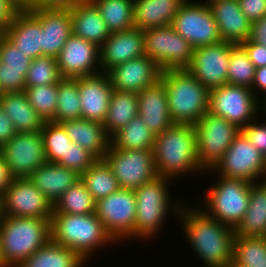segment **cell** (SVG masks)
Segmentation results:
<instances>
[{
    "label": "cell",
    "instance_id": "44dd1931",
    "mask_svg": "<svg viewBox=\"0 0 266 267\" xmlns=\"http://www.w3.org/2000/svg\"><path fill=\"white\" fill-rule=\"evenodd\" d=\"M78 90L82 118L104 123L113 90L108 73L79 77Z\"/></svg>",
    "mask_w": 266,
    "mask_h": 267
},
{
    "label": "cell",
    "instance_id": "7a4b0ae2",
    "mask_svg": "<svg viewBox=\"0 0 266 267\" xmlns=\"http://www.w3.org/2000/svg\"><path fill=\"white\" fill-rule=\"evenodd\" d=\"M194 125L173 123L155 136L153 157L158 176L179 179L206 171L197 157ZM196 172V173H195Z\"/></svg>",
    "mask_w": 266,
    "mask_h": 267
},
{
    "label": "cell",
    "instance_id": "30bf717a",
    "mask_svg": "<svg viewBox=\"0 0 266 267\" xmlns=\"http://www.w3.org/2000/svg\"><path fill=\"white\" fill-rule=\"evenodd\" d=\"M145 55L161 71L187 69L192 61L194 48L170 26L143 30Z\"/></svg>",
    "mask_w": 266,
    "mask_h": 267
},
{
    "label": "cell",
    "instance_id": "8fae6325",
    "mask_svg": "<svg viewBox=\"0 0 266 267\" xmlns=\"http://www.w3.org/2000/svg\"><path fill=\"white\" fill-rule=\"evenodd\" d=\"M136 195L133 189L119 188L96 202L95 214L107 233L117 243L134 240L136 220Z\"/></svg>",
    "mask_w": 266,
    "mask_h": 267
},
{
    "label": "cell",
    "instance_id": "db71d44e",
    "mask_svg": "<svg viewBox=\"0 0 266 267\" xmlns=\"http://www.w3.org/2000/svg\"><path fill=\"white\" fill-rule=\"evenodd\" d=\"M13 180L14 177L11 175L4 155L0 151V198L3 196L4 192L10 186Z\"/></svg>",
    "mask_w": 266,
    "mask_h": 267
},
{
    "label": "cell",
    "instance_id": "bcb514c9",
    "mask_svg": "<svg viewBox=\"0 0 266 267\" xmlns=\"http://www.w3.org/2000/svg\"><path fill=\"white\" fill-rule=\"evenodd\" d=\"M263 121L257 118L241 131L262 154L266 155V121Z\"/></svg>",
    "mask_w": 266,
    "mask_h": 267
},
{
    "label": "cell",
    "instance_id": "d4e9b609",
    "mask_svg": "<svg viewBox=\"0 0 266 267\" xmlns=\"http://www.w3.org/2000/svg\"><path fill=\"white\" fill-rule=\"evenodd\" d=\"M137 97L138 115L151 133L157 136L173 124L168 110L167 93L160 79L137 93Z\"/></svg>",
    "mask_w": 266,
    "mask_h": 267
},
{
    "label": "cell",
    "instance_id": "8d00e7d4",
    "mask_svg": "<svg viewBox=\"0 0 266 267\" xmlns=\"http://www.w3.org/2000/svg\"><path fill=\"white\" fill-rule=\"evenodd\" d=\"M81 181L96 202L120 188L111 168L104 159H98L82 173Z\"/></svg>",
    "mask_w": 266,
    "mask_h": 267
},
{
    "label": "cell",
    "instance_id": "11a10c76",
    "mask_svg": "<svg viewBox=\"0 0 266 267\" xmlns=\"http://www.w3.org/2000/svg\"><path fill=\"white\" fill-rule=\"evenodd\" d=\"M251 89L257 98L259 96L257 95V92L258 94L263 95L262 100L266 98V66L261 67V68H256L255 78H254V82H253ZM259 91L262 93H260Z\"/></svg>",
    "mask_w": 266,
    "mask_h": 267
},
{
    "label": "cell",
    "instance_id": "52a82bcc",
    "mask_svg": "<svg viewBox=\"0 0 266 267\" xmlns=\"http://www.w3.org/2000/svg\"><path fill=\"white\" fill-rule=\"evenodd\" d=\"M215 176L217 183L205 190L203 204L198 206L210 217L235 229L248 209L252 183Z\"/></svg>",
    "mask_w": 266,
    "mask_h": 267
},
{
    "label": "cell",
    "instance_id": "74e56055",
    "mask_svg": "<svg viewBox=\"0 0 266 267\" xmlns=\"http://www.w3.org/2000/svg\"><path fill=\"white\" fill-rule=\"evenodd\" d=\"M95 207L96 201L80 179L55 202L53 213L92 214Z\"/></svg>",
    "mask_w": 266,
    "mask_h": 267
},
{
    "label": "cell",
    "instance_id": "b9f144b4",
    "mask_svg": "<svg viewBox=\"0 0 266 267\" xmlns=\"http://www.w3.org/2000/svg\"><path fill=\"white\" fill-rule=\"evenodd\" d=\"M24 92L30 105L43 121L54 122L58 101V84L26 87Z\"/></svg>",
    "mask_w": 266,
    "mask_h": 267
},
{
    "label": "cell",
    "instance_id": "ba28073f",
    "mask_svg": "<svg viewBox=\"0 0 266 267\" xmlns=\"http://www.w3.org/2000/svg\"><path fill=\"white\" fill-rule=\"evenodd\" d=\"M207 172L249 183L264 181L266 179L265 155L240 131L223 157L204 174Z\"/></svg>",
    "mask_w": 266,
    "mask_h": 267
},
{
    "label": "cell",
    "instance_id": "ab89813d",
    "mask_svg": "<svg viewBox=\"0 0 266 267\" xmlns=\"http://www.w3.org/2000/svg\"><path fill=\"white\" fill-rule=\"evenodd\" d=\"M233 261L246 267H266V237L235 236Z\"/></svg>",
    "mask_w": 266,
    "mask_h": 267
},
{
    "label": "cell",
    "instance_id": "8992f818",
    "mask_svg": "<svg viewBox=\"0 0 266 267\" xmlns=\"http://www.w3.org/2000/svg\"><path fill=\"white\" fill-rule=\"evenodd\" d=\"M51 239V221L46 218L0 215L2 256L8 267H18Z\"/></svg>",
    "mask_w": 266,
    "mask_h": 267
},
{
    "label": "cell",
    "instance_id": "91938a15",
    "mask_svg": "<svg viewBox=\"0 0 266 267\" xmlns=\"http://www.w3.org/2000/svg\"><path fill=\"white\" fill-rule=\"evenodd\" d=\"M200 1H203V2H205V3H208V2H211V1H213V0H200Z\"/></svg>",
    "mask_w": 266,
    "mask_h": 267
},
{
    "label": "cell",
    "instance_id": "d590c367",
    "mask_svg": "<svg viewBox=\"0 0 266 267\" xmlns=\"http://www.w3.org/2000/svg\"><path fill=\"white\" fill-rule=\"evenodd\" d=\"M111 33L134 28V0H90Z\"/></svg>",
    "mask_w": 266,
    "mask_h": 267
},
{
    "label": "cell",
    "instance_id": "f907efd6",
    "mask_svg": "<svg viewBox=\"0 0 266 267\" xmlns=\"http://www.w3.org/2000/svg\"><path fill=\"white\" fill-rule=\"evenodd\" d=\"M20 9V0H0V32L3 33Z\"/></svg>",
    "mask_w": 266,
    "mask_h": 267
},
{
    "label": "cell",
    "instance_id": "9c48e42d",
    "mask_svg": "<svg viewBox=\"0 0 266 267\" xmlns=\"http://www.w3.org/2000/svg\"><path fill=\"white\" fill-rule=\"evenodd\" d=\"M261 101L262 98H257L252 89L227 83L209 90L208 112L223 117L242 130L259 116Z\"/></svg>",
    "mask_w": 266,
    "mask_h": 267
},
{
    "label": "cell",
    "instance_id": "cb8c5ba5",
    "mask_svg": "<svg viewBox=\"0 0 266 267\" xmlns=\"http://www.w3.org/2000/svg\"><path fill=\"white\" fill-rule=\"evenodd\" d=\"M207 4L222 41L240 44L249 39L252 22L241 11L238 0H213Z\"/></svg>",
    "mask_w": 266,
    "mask_h": 267
},
{
    "label": "cell",
    "instance_id": "c3c4849f",
    "mask_svg": "<svg viewBox=\"0 0 266 267\" xmlns=\"http://www.w3.org/2000/svg\"><path fill=\"white\" fill-rule=\"evenodd\" d=\"M238 3L241 11L251 22L266 16V0H238Z\"/></svg>",
    "mask_w": 266,
    "mask_h": 267
},
{
    "label": "cell",
    "instance_id": "681fc988",
    "mask_svg": "<svg viewBox=\"0 0 266 267\" xmlns=\"http://www.w3.org/2000/svg\"><path fill=\"white\" fill-rule=\"evenodd\" d=\"M240 45L246 51L250 61L254 64L255 68L266 66V47L249 39L241 42Z\"/></svg>",
    "mask_w": 266,
    "mask_h": 267
},
{
    "label": "cell",
    "instance_id": "7402d4cb",
    "mask_svg": "<svg viewBox=\"0 0 266 267\" xmlns=\"http://www.w3.org/2000/svg\"><path fill=\"white\" fill-rule=\"evenodd\" d=\"M42 28V56L57 58L72 35L70 9H41L32 11Z\"/></svg>",
    "mask_w": 266,
    "mask_h": 267
},
{
    "label": "cell",
    "instance_id": "4dcf8cb0",
    "mask_svg": "<svg viewBox=\"0 0 266 267\" xmlns=\"http://www.w3.org/2000/svg\"><path fill=\"white\" fill-rule=\"evenodd\" d=\"M0 107L11 119L17 132H38L44 126L45 122L30 105L24 91L4 92L0 96Z\"/></svg>",
    "mask_w": 266,
    "mask_h": 267
},
{
    "label": "cell",
    "instance_id": "277c9868",
    "mask_svg": "<svg viewBox=\"0 0 266 267\" xmlns=\"http://www.w3.org/2000/svg\"><path fill=\"white\" fill-rule=\"evenodd\" d=\"M171 182L172 179L170 178L157 176L134 190L137 207L134 239L138 241L143 239L144 242L150 241L163 229L169 212H172L173 216H179L184 202L178 199L172 201V195L169 194L168 190Z\"/></svg>",
    "mask_w": 266,
    "mask_h": 267
},
{
    "label": "cell",
    "instance_id": "9f6ffc18",
    "mask_svg": "<svg viewBox=\"0 0 266 267\" xmlns=\"http://www.w3.org/2000/svg\"><path fill=\"white\" fill-rule=\"evenodd\" d=\"M0 267H8L2 256L1 243H0Z\"/></svg>",
    "mask_w": 266,
    "mask_h": 267
},
{
    "label": "cell",
    "instance_id": "60d3db41",
    "mask_svg": "<svg viewBox=\"0 0 266 267\" xmlns=\"http://www.w3.org/2000/svg\"><path fill=\"white\" fill-rule=\"evenodd\" d=\"M47 162L58 163L73 144L60 123L45 122L41 130Z\"/></svg>",
    "mask_w": 266,
    "mask_h": 267
},
{
    "label": "cell",
    "instance_id": "4316f807",
    "mask_svg": "<svg viewBox=\"0 0 266 267\" xmlns=\"http://www.w3.org/2000/svg\"><path fill=\"white\" fill-rule=\"evenodd\" d=\"M27 178L54 205L69 187L81 179V175L57 163L45 162Z\"/></svg>",
    "mask_w": 266,
    "mask_h": 267
},
{
    "label": "cell",
    "instance_id": "7c38bea8",
    "mask_svg": "<svg viewBox=\"0 0 266 267\" xmlns=\"http://www.w3.org/2000/svg\"><path fill=\"white\" fill-rule=\"evenodd\" d=\"M194 127L198 161L205 170L212 169L217 164L241 131L223 117L209 112Z\"/></svg>",
    "mask_w": 266,
    "mask_h": 267
},
{
    "label": "cell",
    "instance_id": "f35d334b",
    "mask_svg": "<svg viewBox=\"0 0 266 267\" xmlns=\"http://www.w3.org/2000/svg\"><path fill=\"white\" fill-rule=\"evenodd\" d=\"M54 122L82 118L78 78H63L58 83V99Z\"/></svg>",
    "mask_w": 266,
    "mask_h": 267
},
{
    "label": "cell",
    "instance_id": "e575fe53",
    "mask_svg": "<svg viewBox=\"0 0 266 267\" xmlns=\"http://www.w3.org/2000/svg\"><path fill=\"white\" fill-rule=\"evenodd\" d=\"M111 146L121 150L153 149L155 135L147 128L146 123L137 115L125 127L111 136Z\"/></svg>",
    "mask_w": 266,
    "mask_h": 267
},
{
    "label": "cell",
    "instance_id": "2e32d148",
    "mask_svg": "<svg viewBox=\"0 0 266 267\" xmlns=\"http://www.w3.org/2000/svg\"><path fill=\"white\" fill-rule=\"evenodd\" d=\"M0 151L14 178H27L35 169L47 162L41 131L17 132Z\"/></svg>",
    "mask_w": 266,
    "mask_h": 267
},
{
    "label": "cell",
    "instance_id": "ac0fdd59",
    "mask_svg": "<svg viewBox=\"0 0 266 267\" xmlns=\"http://www.w3.org/2000/svg\"><path fill=\"white\" fill-rule=\"evenodd\" d=\"M56 59L62 78L75 79L101 72L99 47L73 34Z\"/></svg>",
    "mask_w": 266,
    "mask_h": 267
},
{
    "label": "cell",
    "instance_id": "6da1fadb",
    "mask_svg": "<svg viewBox=\"0 0 266 267\" xmlns=\"http://www.w3.org/2000/svg\"><path fill=\"white\" fill-rule=\"evenodd\" d=\"M183 234L205 267H227L233 260L235 229L207 215L196 204L182 205L177 217Z\"/></svg>",
    "mask_w": 266,
    "mask_h": 267
},
{
    "label": "cell",
    "instance_id": "83f0119b",
    "mask_svg": "<svg viewBox=\"0 0 266 267\" xmlns=\"http://www.w3.org/2000/svg\"><path fill=\"white\" fill-rule=\"evenodd\" d=\"M73 143L87 149L98 159H103L111 145L103 123L87 119H71L60 122Z\"/></svg>",
    "mask_w": 266,
    "mask_h": 267
},
{
    "label": "cell",
    "instance_id": "1f68e13d",
    "mask_svg": "<svg viewBox=\"0 0 266 267\" xmlns=\"http://www.w3.org/2000/svg\"><path fill=\"white\" fill-rule=\"evenodd\" d=\"M240 237H266V180L251 184L249 206L235 228Z\"/></svg>",
    "mask_w": 266,
    "mask_h": 267
},
{
    "label": "cell",
    "instance_id": "9a60e30c",
    "mask_svg": "<svg viewBox=\"0 0 266 267\" xmlns=\"http://www.w3.org/2000/svg\"><path fill=\"white\" fill-rule=\"evenodd\" d=\"M0 215L51 221L53 204L28 178H14L0 198Z\"/></svg>",
    "mask_w": 266,
    "mask_h": 267
},
{
    "label": "cell",
    "instance_id": "836d02e7",
    "mask_svg": "<svg viewBox=\"0 0 266 267\" xmlns=\"http://www.w3.org/2000/svg\"><path fill=\"white\" fill-rule=\"evenodd\" d=\"M138 115V97L136 92L112 90L107 116L103 123L111 137L125 127Z\"/></svg>",
    "mask_w": 266,
    "mask_h": 267
},
{
    "label": "cell",
    "instance_id": "f5cc1de1",
    "mask_svg": "<svg viewBox=\"0 0 266 267\" xmlns=\"http://www.w3.org/2000/svg\"><path fill=\"white\" fill-rule=\"evenodd\" d=\"M249 40L266 47V16L252 22Z\"/></svg>",
    "mask_w": 266,
    "mask_h": 267
},
{
    "label": "cell",
    "instance_id": "680465c9",
    "mask_svg": "<svg viewBox=\"0 0 266 267\" xmlns=\"http://www.w3.org/2000/svg\"><path fill=\"white\" fill-rule=\"evenodd\" d=\"M227 267H246L235 263L233 260L227 265Z\"/></svg>",
    "mask_w": 266,
    "mask_h": 267
},
{
    "label": "cell",
    "instance_id": "3957f363",
    "mask_svg": "<svg viewBox=\"0 0 266 267\" xmlns=\"http://www.w3.org/2000/svg\"><path fill=\"white\" fill-rule=\"evenodd\" d=\"M51 239L75 251L86 262L96 255L95 251L116 243L95 213H53Z\"/></svg>",
    "mask_w": 266,
    "mask_h": 267
},
{
    "label": "cell",
    "instance_id": "d6a6232c",
    "mask_svg": "<svg viewBox=\"0 0 266 267\" xmlns=\"http://www.w3.org/2000/svg\"><path fill=\"white\" fill-rule=\"evenodd\" d=\"M86 263L75 251L50 239L18 267H85Z\"/></svg>",
    "mask_w": 266,
    "mask_h": 267
},
{
    "label": "cell",
    "instance_id": "7dc6e473",
    "mask_svg": "<svg viewBox=\"0 0 266 267\" xmlns=\"http://www.w3.org/2000/svg\"><path fill=\"white\" fill-rule=\"evenodd\" d=\"M80 0H20V9L35 11L41 9H70Z\"/></svg>",
    "mask_w": 266,
    "mask_h": 267
},
{
    "label": "cell",
    "instance_id": "603a6c76",
    "mask_svg": "<svg viewBox=\"0 0 266 267\" xmlns=\"http://www.w3.org/2000/svg\"><path fill=\"white\" fill-rule=\"evenodd\" d=\"M2 34L30 59L42 56L41 23L32 12L19 9Z\"/></svg>",
    "mask_w": 266,
    "mask_h": 267
},
{
    "label": "cell",
    "instance_id": "484cf974",
    "mask_svg": "<svg viewBox=\"0 0 266 267\" xmlns=\"http://www.w3.org/2000/svg\"><path fill=\"white\" fill-rule=\"evenodd\" d=\"M32 59L18 50L3 34L0 36V85L3 92H23Z\"/></svg>",
    "mask_w": 266,
    "mask_h": 267
},
{
    "label": "cell",
    "instance_id": "6f0895ef",
    "mask_svg": "<svg viewBox=\"0 0 266 267\" xmlns=\"http://www.w3.org/2000/svg\"><path fill=\"white\" fill-rule=\"evenodd\" d=\"M261 102H263V103H261V104H263V105H261V108H262L261 112L264 111V113H262V114H266V98L264 100H262Z\"/></svg>",
    "mask_w": 266,
    "mask_h": 267
},
{
    "label": "cell",
    "instance_id": "e0dca14e",
    "mask_svg": "<svg viewBox=\"0 0 266 267\" xmlns=\"http://www.w3.org/2000/svg\"><path fill=\"white\" fill-rule=\"evenodd\" d=\"M234 43L221 41L194 49L193 58L187 68L208 90L228 83V67Z\"/></svg>",
    "mask_w": 266,
    "mask_h": 267
},
{
    "label": "cell",
    "instance_id": "816d5d0a",
    "mask_svg": "<svg viewBox=\"0 0 266 267\" xmlns=\"http://www.w3.org/2000/svg\"><path fill=\"white\" fill-rule=\"evenodd\" d=\"M16 133L17 131L13 126L11 119L0 107V148L9 140H11Z\"/></svg>",
    "mask_w": 266,
    "mask_h": 267
},
{
    "label": "cell",
    "instance_id": "5bb4252c",
    "mask_svg": "<svg viewBox=\"0 0 266 267\" xmlns=\"http://www.w3.org/2000/svg\"><path fill=\"white\" fill-rule=\"evenodd\" d=\"M103 159L111 168L120 188H139L158 176L153 149L121 150L111 145Z\"/></svg>",
    "mask_w": 266,
    "mask_h": 267
},
{
    "label": "cell",
    "instance_id": "f6af8a7d",
    "mask_svg": "<svg viewBox=\"0 0 266 267\" xmlns=\"http://www.w3.org/2000/svg\"><path fill=\"white\" fill-rule=\"evenodd\" d=\"M98 158L76 143L69 146L66 156L57 163L63 167L77 171L80 175L92 166Z\"/></svg>",
    "mask_w": 266,
    "mask_h": 267
},
{
    "label": "cell",
    "instance_id": "f1b7e54d",
    "mask_svg": "<svg viewBox=\"0 0 266 267\" xmlns=\"http://www.w3.org/2000/svg\"><path fill=\"white\" fill-rule=\"evenodd\" d=\"M72 34L100 47L110 36L102 16L90 0H80L71 8Z\"/></svg>",
    "mask_w": 266,
    "mask_h": 267
},
{
    "label": "cell",
    "instance_id": "5b68a950",
    "mask_svg": "<svg viewBox=\"0 0 266 267\" xmlns=\"http://www.w3.org/2000/svg\"><path fill=\"white\" fill-rule=\"evenodd\" d=\"M160 80L173 123L195 125L208 112L209 90L187 69L164 70Z\"/></svg>",
    "mask_w": 266,
    "mask_h": 267
},
{
    "label": "cell",
    "instance_id": "d6986e66",
    "mask_svg": "<svg viewBox=\"0 0 266 267\" xmlns=\"http://www.w3.org/2000/svg\"><path fill=\"white\" fill-rule=\"evenodd\" d=\"M158 65L146 55L118 64L107 73L113 89L139 93L155 84L161 75Z\"/></svg>",
    "mask_w": 266,
    "mask_h": 267
},
{
    "label": "cell",
    "instance_id": "f546056e",
    "mask_svg": "<svg viewBox=\"0 0 266 267\" xmlns=\"http://www.w3.org/2000/svg\"><path fill=\"white\" fill-rule=\"evenodd\" d=\"M186 0H134V26L136 29L170 26Z\"/></svg>",
    "mask_w": 266,
    "mask_h": 267
},
{
    "label": "cell",
    "instance_id": "ffe728a7",
    "mask_svg": "<svg viewBox=\"0 0 266 267\" xmlns=\"http://www.w3.org/2000/svg\"><path fill=\"white\" fill-rule=\"evenodd\" d=\"M101 72L145 55L143 30L128 29L111 33L99 47Z\"/></svg>",
    "mask_w": 266,
    "mask_h": 267
},
{
    "label": "cell",
    "instance_id": "7bdbcfd3",
    "mask_svg": "<svg viewBox=\"0 0 266 267\" xmlns=\"http://www.w3.org/2000/svg\"><path fill=\"white\" fill-rule=\"evenodd\" d=\"M255 66L240 44L231 49L228 67V84L244 86L251 89L255 78Z\"/></svg>",
    "mask_w": 266,
    "mask_h": 267
},
{
    "label": "cell",
    "instance_id": "94428289",
    "mask_svg": "<svg viewBox=\"0 0 266 267\" xmlns=\"http://www.w3.org/2000/svg\"><path fill=\"white\" fill-rule=\"evenodd\" d=\"M3 93H4V92H3L2 87H1V85H0V96H1Z\"/></svg>",
    "mask_w": 266,
    "mask_h": 267
},
{
    "label": "cell",
    "instance_id": "4fadbf2b",
    "mask_svg": "<svg viewBox=\"0 0 266 267\" xmlns=\"http://www.w3.org/2000/svg\"><path fill=\"white\" fill-rule=\"evenodd\" d=\"M171 26L194 49L222 41L212 11L202 1L186 0L174 16Z\"/></svg>",
    "mask_w": 266,
    "mask_h": 267
},
{
    "label": "cell",
    "instance_id": "ee69618b",
    "mask_svg": "<svg viewBox=\"0 0 266 267\" xmlns=\"http://www.w3.org/2000/svg\"><path fill=\"white\" fill-rule=\"evenodd\" d=\"M62 79L57 59L50 56H41L32 59L26 75V87L58 84Z\"/></svg>",
    "mask_w": 266,
    "mask_h": 267
}]
</instances>
